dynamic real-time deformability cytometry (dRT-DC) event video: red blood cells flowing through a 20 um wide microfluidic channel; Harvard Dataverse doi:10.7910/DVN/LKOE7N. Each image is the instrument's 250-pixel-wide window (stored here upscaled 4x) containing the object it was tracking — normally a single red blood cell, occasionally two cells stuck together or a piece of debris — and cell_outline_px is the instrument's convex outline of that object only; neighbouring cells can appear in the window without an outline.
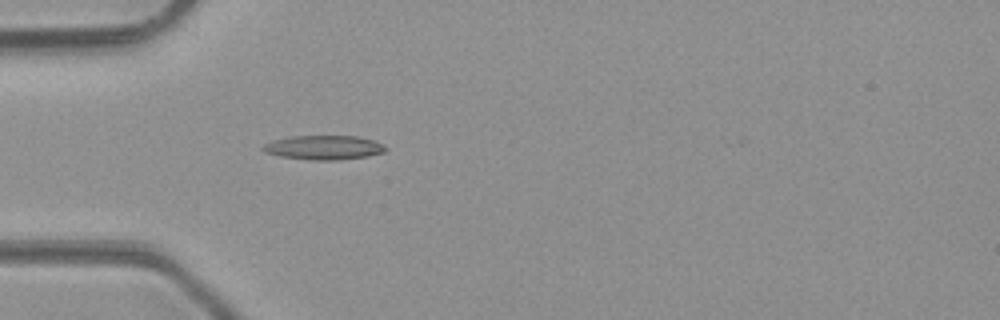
{"species": "common noctule bat (a hibernating species)", "species_latin": "Nyctalus noctula", "temperature_condition": "room temperature", "stored_images_in_passage": 4, "camera_frame_rate_fps": 3000, "um_per_image_px": 0.085, "animal": {"sex": "male", "body_mass_g": 23.1, "forearm_length_mm": 52.7}, "frame": {"image": 1, "passage_image": 4, "time_ms": 3.333, "image_size_px": [1000, 320], "cell_outline_px": [[388, 148], [384, 152], [368, 156], [340, 160], [312, 160], [280, 156], [264, 152], [260, 148], [264, 144], [272, 140], [288, 136], [356, 136], [372, 140]], "centroid_in_image_um": [27.48, 12.54], "position_along_channel_um": 57.5, "area_um2": 17.34}}